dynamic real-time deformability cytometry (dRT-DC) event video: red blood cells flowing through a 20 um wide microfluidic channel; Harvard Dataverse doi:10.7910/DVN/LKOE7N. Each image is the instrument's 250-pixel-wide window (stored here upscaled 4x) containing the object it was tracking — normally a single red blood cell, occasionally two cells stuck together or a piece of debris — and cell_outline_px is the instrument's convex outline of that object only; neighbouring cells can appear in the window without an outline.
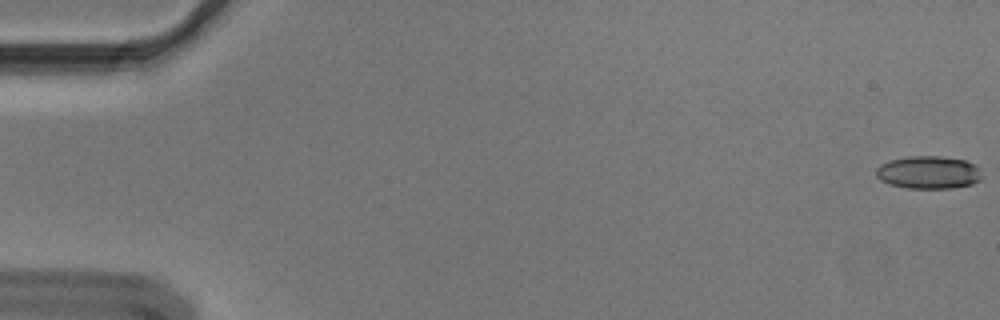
{"species": "Egyptian fruit bat (a non-hibernating species)", "species_latin": "Rousettus aegyptiacus", "temperature_condition": "cold", "stored_images_in_passage": 56, "camera_frame_rate_fps": 3000, "um_per_image_px": 0.085, "animal": {"sex": "male"}, "frame": {"image": 1, "passage_image": 1, "time_ms": 0.0, "image_size_px": [1000, 320], "cell_outline_px": [[980, 180], [972, 184], [952, 188], [908, 188], [888, 184], [880, 180], [876, 176], [876, 168], [880, 164], [888, 160], [908, 156], [940, 156], [964, 160], [976, 164], [980, 168]], "centroid_in_image_um": [78.9, 14.65], "position_along_channel_um": 6.1, "area_um2": 20.4}}
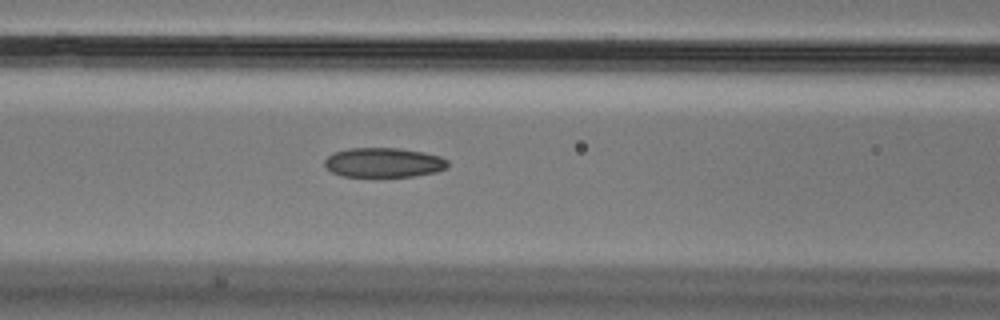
{"frame": {"image": 2, "passage_image": 24, "time_ms": 7.667, "image_size_px": [1000, 320], "cell_outline_px": [[448, 168], [436, 172], [416, 176], [340, 176], [332, 172], [324, 164], [324, 160], [332, 152], [348, 148], [400, 148], [424, 152], [440, 156], [448, 160]], "centroid_in_image_um": [32.62, 13.81], "position_along_channel_um": 134.0, "area_um2": 21.39}}
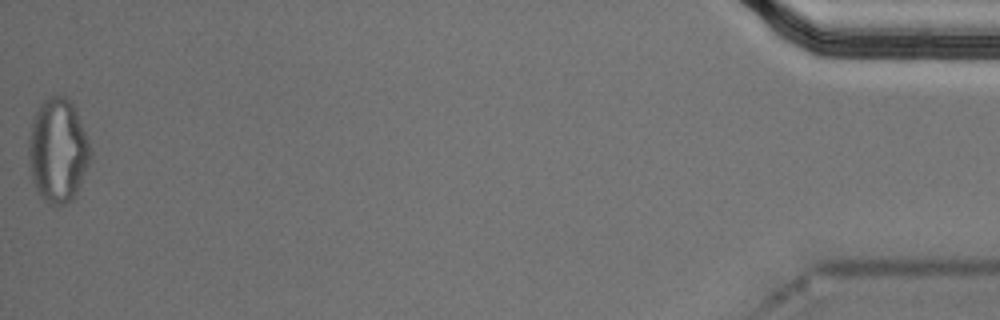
{"frame": {"image": 3, "passage_image": 56, "time_ms": 18.333, "image_size_px": [1000, 320], "cell_outline_px": [[92, 156], [80, 184], [72, 200], [64, 204], [48, 204], [36, 192], [32, 180], [28, 160], [28, 140], [32, 120], [40, 104], [44, 100], [52, 96], [64, 96], [72, 104], [76, 112], [88, 140], [92, 152]], "centroid_in_image_um": [4.89, 12.82], "position_along_channel_um": 430.3, "area_um2": 37.34}, "authors_computed_cell_mechanics": {"area_um2": 21.8195, "velocity_mm_per_s": 3.6345, "shape_relaxation_time_tau1_ms": null, "shape_relaxation_time_tau2_ms": 4.6237, "deformation_change_tau1": null, "deformation_change_tau2": 0.1265}}